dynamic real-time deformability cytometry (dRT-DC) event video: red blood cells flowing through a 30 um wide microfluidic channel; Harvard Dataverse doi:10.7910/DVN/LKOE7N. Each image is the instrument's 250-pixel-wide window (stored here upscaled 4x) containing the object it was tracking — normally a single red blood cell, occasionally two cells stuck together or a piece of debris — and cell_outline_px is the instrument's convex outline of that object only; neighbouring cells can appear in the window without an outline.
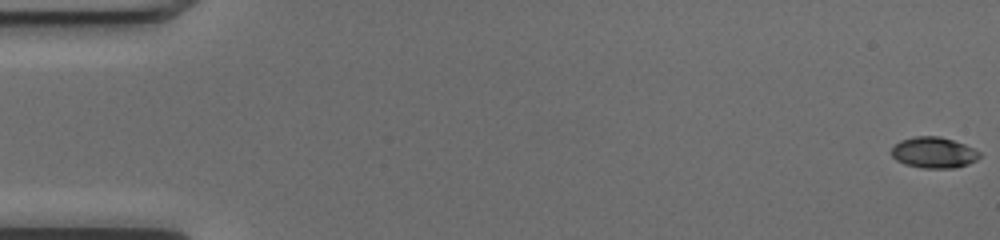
{"species": "common noctule bat (a hibernating species)", "species_latin": "Nyctalus noctula", "temperature_condition": "cold", "stored_images_in_passage": 52, "camera_frame_rate_fps": 3000, "um_per_image_px": 0.085, "animal": {"sex": "female", "body_mass_g": 17.0, "forearm_length_mm": 48.0}, "frame": {"image": 1, "passage_image": 1, "time_ms": 0.0, "image_size_px": [1000, 240], "cell_outline_px": [[980, 156], [976, 160], [968, 164], [956, 168], [924, 168], [904, 164], [896, 160], [888, 152], [900, 140], [916, 136], [940, 136], [964, 144], [980, 152]], "centroid_in_image_um": [79.34, 12.97], "position_along_channel_um": 5.7, "area_um2": 15.95}}
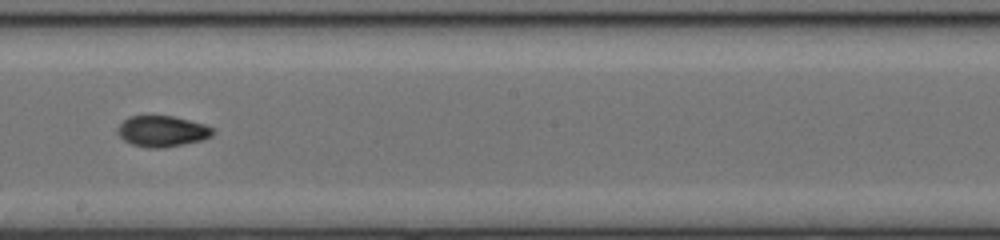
{"frame": {"image": 2, "passage_image": 30, "time_ms": 9.667, "image_size_px": [1000, 240], "cell_outline_px": [[216, 132], [212, 136], [200, 140], [184, 144], [164, 148], [148, 148], [132, 144], [124, 140], [116, 132], [116, 128], [128, 116], [172, 116], [204, 124], [212, 128]], "centroid_in_image_um": [13.77, 11.16], "position_along_channel_um": 234.4, "area_um2": 17.17}}
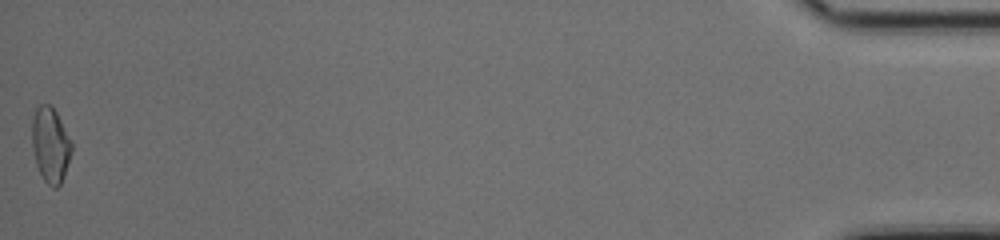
{"frame": {"image": 3, "passage_image": 52, "time_ms": 17.0, "image_size_px": [1000, 240], "cell_outline_px": [[72, 152], [60, 184], [56, 188], [52, 188], [44, 180], [36, 164], [32, 144], [32, 120], [36, 108], [40, 104], [48, 104], [56, 112], [72, 140]], "centroid_in_image_um": [4.29, 12.31], "position_along_channel_um": 430.9, "area_um2": 17.22}, "authors_computed_cell_mechanics": {"area_um2": 16.5886, "velocity_mm_per_s": 4.0723, "shape_relaxation_time_tau1_ms": 9.4473, "shape_relaxation_time_tau2_ms": 2.3842, "deformation_change_tau1": 0.2156, "deformation_change_tau2": 0.0627}}